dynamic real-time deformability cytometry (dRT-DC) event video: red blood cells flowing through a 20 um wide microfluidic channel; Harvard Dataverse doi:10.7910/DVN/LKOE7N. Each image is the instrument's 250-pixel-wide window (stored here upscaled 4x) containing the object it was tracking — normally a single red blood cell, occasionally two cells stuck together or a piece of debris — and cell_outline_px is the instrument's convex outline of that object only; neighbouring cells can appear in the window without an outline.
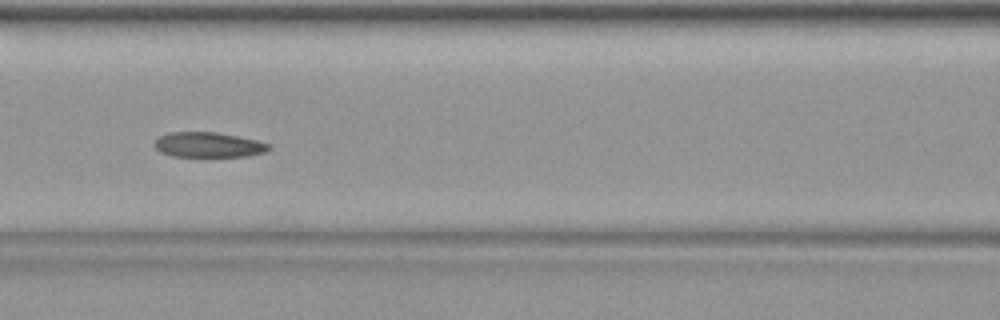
{"species": "common noctule bat (a hibernating species)", "species_latin": "Nyctalus noctula", "temperature_condition": "warm", "stored_images_in_passage": 43, "camera_frame_rate_fps": 3000, "um_per_image_px": 0.085, "animal": {"sex": "female", "body_mass_g": 19.9}, "frame": {"image": 1, "passage_image": 19, "time_ms": 6.0, "image_size_px": [1000, 320], "cell_outline_px": [[272, 148], [264, 152], [248, 156], [172, 156], [160, 152], [152, 144], [160, 136], [168, 132], [216, 132], [256, 140], [268, 144]], "centroid_in_image_um": [17.68, 12.3], "position_along_channel_um": 148.9, "area_um2": 16.59}}